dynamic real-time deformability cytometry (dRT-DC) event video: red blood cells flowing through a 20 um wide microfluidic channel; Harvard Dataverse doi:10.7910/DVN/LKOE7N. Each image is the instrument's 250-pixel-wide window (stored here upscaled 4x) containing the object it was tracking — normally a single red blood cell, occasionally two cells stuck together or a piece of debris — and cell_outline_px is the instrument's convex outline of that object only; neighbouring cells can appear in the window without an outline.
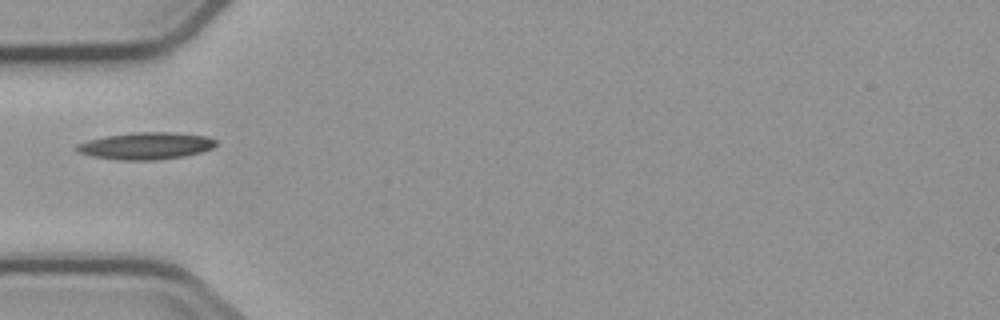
{"species": "common noctule bat (a hibernating species)", "species_latin": "Nyctalus noctula", "temperature_condition": "cold", "stored_images_in_passage": 4, "camera_frame_rate_fps": 3000, "um_per_image_px": 0.085, "animal": {"sex": "male", "body_mass_g": 23.1, "forearm_length_mm": 52.7}, "frame": {"image": 1, "passage_image": 1, "time_ms": 0.0, "image_size_px": [1000, 320], "cell_outline_px": [[216, 144], [212, 148], [200, 152], [184, 156], [156, 160], [120, 160], [92, 156], [76, 152], [76, 144], [88, 140], [104, 136], [132, 132], [172, 132], [204, 136], [216, 140]], "centroid_in_image_um": [12.36, 12.39], "position_along_channel_um": 72.6, "area_um2": 21.91}}
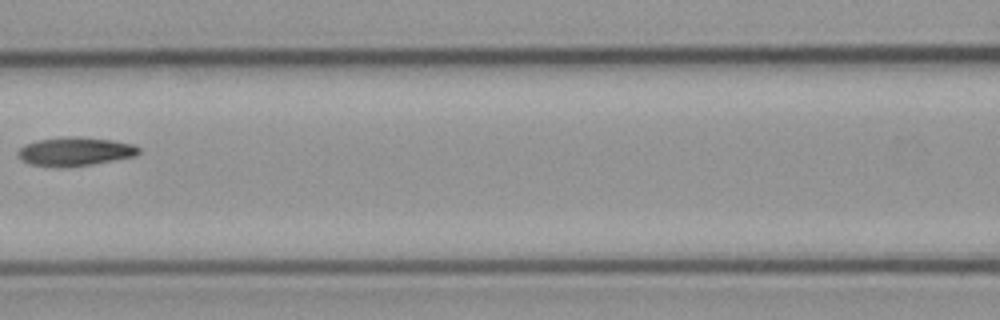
{"frame": {"image": 2, "passage_image": 3, "time_ms": 2.333, "image_size_px": [1000, 320], "cell_outline_px": [[140, 152], [136, 156], [88, 164], [32, 164], [24, 160], [16, 152], [24, 144], [36, 140], [64, 136], [76, 136], [112, 140], [132, 144], [140, 148]], "centroid_in_image_um": [6.42, 12.81], "position_along_channel_um": 160.2, "area_um2": 19.25}}
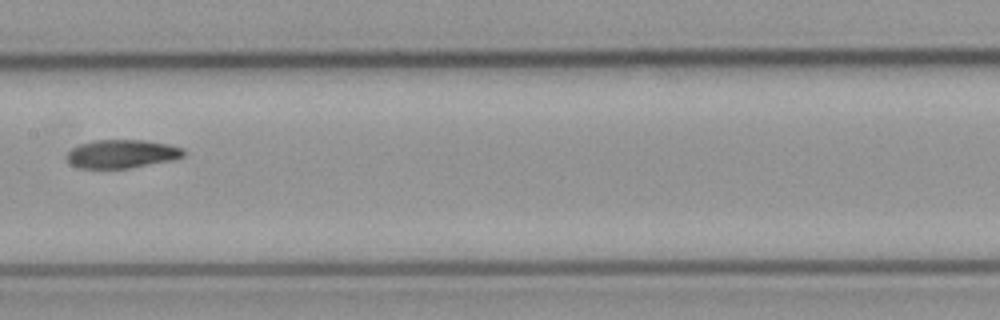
{"frame": {"image": 3, "passage_image": 4, "time_ms": 3.333, "image_size_px": [1000, 320], "cell_outline_px": [[184, 156], [172, 160], [128, 168], [80, 168], [72, 164], [68, 160], [68, 152], [72, 148], [80, 144], [92, 140], [144, 140], [168, 144], [184, 148]], "centroid_in_image_um": [10.37, 13.07], "position_along_channel_um": 197.0, "area_um2": 19.19}}